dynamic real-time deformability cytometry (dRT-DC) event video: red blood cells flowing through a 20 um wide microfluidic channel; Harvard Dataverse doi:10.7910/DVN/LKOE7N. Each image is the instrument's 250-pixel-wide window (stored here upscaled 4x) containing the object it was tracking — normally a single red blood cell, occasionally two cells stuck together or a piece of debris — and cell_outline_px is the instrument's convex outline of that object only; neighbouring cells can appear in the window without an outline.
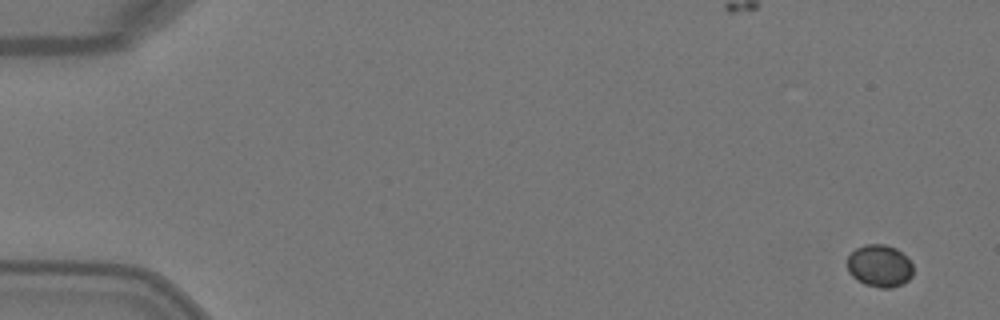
{"species": "Egyptian fruit bat (a non-hibernating species)", "species_latin": "Rousettus aegyptiacus", "temperature_condition": "warm", "stored_images_in_passage": 4, "camera_frame_rate_fps": 3000, "um_per_image_px": 0.085, "animal": {"sex": "female"}, "frame": {"image": 1, "passage_image": 1, "time_ms": 0.0, "image_size_px": [1000, 320], "cell_outline_px": [[912, 276], [908, 280], [892, 288], [880, 288], [864, 284], [856, 280], [848, 272], [848, 256], [856, 248], [864, 244], [884, 244], [896, 248], [912, 264]], "centroid_in_image_um": [74.74, 22.6], "position_along_channel_um": 10.3, "area_um2": 16.18}}
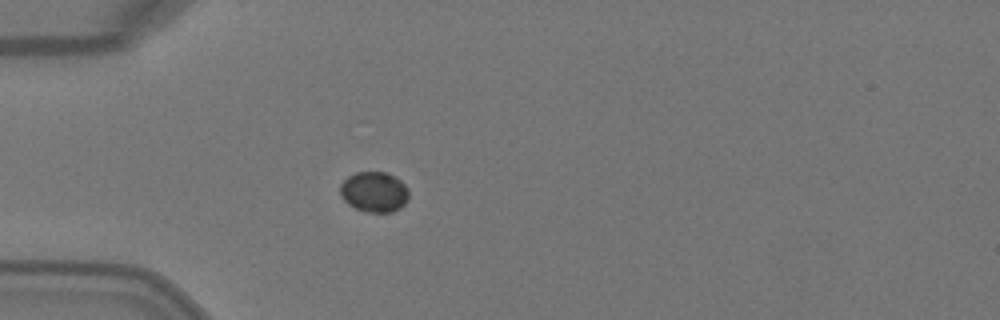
{"frame": {"image": 2, "passage_image": 4, "time_ms": 1.0, "image_size_px": [1000, 320], "cell_outline_px": [[408, 200], [400, 208], [392, 212], [368, 212], [356, 208], [348, 204], [340, 196], [340, 184], [348, 176], [356, 172], [388, 172], [396, 176], [408, 188]], "centroid_in_image_um": [31.81, 16.3], "position_along_channel_um": 53.2, "area_um2": 16.3}}